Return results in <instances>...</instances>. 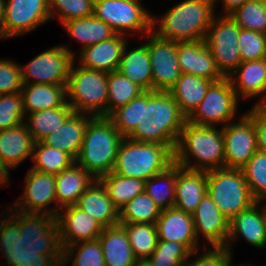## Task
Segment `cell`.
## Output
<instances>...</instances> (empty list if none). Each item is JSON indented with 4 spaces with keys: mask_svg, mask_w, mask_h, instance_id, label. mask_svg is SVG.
I'll return each mask as SVG.
<instances>
[{
    "mask_svg": "<svg viewBox=\"0 0 266 266\" xmlns=\"http://www.w3.org/2000/svg\"><path fill=\"white\" fill-rule=\"evenodd\" d=\"M124 138L175 151L187 117L168 91H144L107 116Z\"/></svg>",
    "mask_w": 266,
    "mask_h": 266,
    "instance_id": "1",
    "label": "cell"
},
{
    "mask_svg": "<svg viewBox=\"0 0 266 266\" xmlns=\"http://www.w3.org/2000/svg\"><path fill=\"white\" fill-rule=\"evenodd\" d=\"M4 212L8 214L0 215V252L6 262L3 264L63 261L64 249L55 216L23 213L11 207Z\"/></svg>",
    "mask_w": 266,
    "mask_h": 266,
    "instance_id": "2",
    "label": "cell"
},
{
    "mask_svg": "<svg viewBox=\"0 0 266 266\" xmlns=\"http://www.w3.org/2000/svg\"><path fill=\"white\" fill-rule=\"evenodd\" d=\"M224 156L221 126H201L186 121L174 151L176 164L190 170L210 171L224 168Z\"/></svg>",
    "mask_w": 266,
    "mask_h": 266,
    "instance_id": "3",
    "label": "cell"
},
{
    "mask_svg": "<svg viewBox=\"0 0 266 266\" xmlns=\"http://www.w3.org/2000/svg\"><path fill=\"white\" fill-rule=\"evenodd\" d=\"M214 0H183L163 16H152V32L166 40H204L214 16Z\"/></svg>",
    "mask_w": 266,
    "mask_h": 266,
    "instance_id": "4",
    "label": "cell"
},
{
    "mask_svg": "<svg viewBox=\"0 0 266 266\" xmlns=\"http://www.w3.org/2000/svg\"><path fill=\"white\" fill-rule=\"evenodd\" d=\"M123 138L107 116L93 117L87 125L75 162L99 179L112 172Z\"/></svg>",
    "mask_w": 266,
    "mask_h": 266,
    "instance_id": "5",
    "label": "cell"
},
{
    "mask_svg": "<svg viewBox=\"0 0 266 266\" xmlns=\"http://www.w3.org/2000/svg\"><path fill=\"white\" fill-rule=\"evenodd\" d=\"M173 163L174 152L167 145L123 138L112 171L118 175L147 181Z\"/></svg>",
    "mask_w": 266,
    "mask_h": 266,
    "instance_id": "6",
    "label": "cell"
},
{
    "mask_svg": "<svg viewBox=\"0 0 266 266\" xmlns=\"http://www.w3.org/2000/svg\"><path fill=\"white\" fill-rule=\"evenodd\" d=\"M73 62L67 85V102L74 112L107 116L108 73L88 69Z\"/></svg>",
    "mask_w": 266,
    "mask_h": 266,
    "instance_id": "7",
    "label": "cell"
},
{
    "mask_svg": "<svg viewBox=\"0 0 266 266\" xmlns=\"http://www.w3.org/2000/svg\"><path fill=\"white\" fill-rule=\"evenodd\" d=\"M207 193L229 221L256 203L241 169L207 171Z\"/></svg>",
    "mask_w": 266,
    "mask_h": 266,
    "instance_id": "8",
    "label": "cell"
},
{
    "mask_svg": "<svg viewBox=\"0 0 266 266\" xmlns=\"http://www.w3.org/2000/svg\"><path fill=\"white\" fill-rule=\"evenodd\" d=\"M142 5L140 0H95L93 15L116 33L146 35L152 31L153 15Z\"/></svg>",
    "mask_w": 266,
    "mask_h": 266,
    "instance_id": "9",
    "label": "cell"
},
{
    "mask_svg": "<svg viewBox=\"0 0 266 266\" xmlns=\"http://www.w3.org/2000/svg\"><path fill=\"white\" fill-rule=\"evenodd\" d=\"M67 45H57L36 55L21 66L24 84L68 85L75 53Z\"/></svg>",
    "mask_w": 266,
    "mask_h": 266,
    "instance_id": "10",
    "label": "cell"
},
{
    "mask_svg": "<svg viewBox=\"0 0 266 266\" xmlns=\"http://www.w3.org/2000/svg\"><path fill=\"white\" fill-rule=\"evenodd\" d=\"M238 101L230 80L225 77L208 88L202 102L187 121L201 126L224 127L237 117Z\"/></svg>",
    "mask_w": 266,
    "mask_h": 266,
    "instance_id": "11",
    "label": "cell"
},
{
    "mask_svg": "<svg viewBox=\"0 0 266 266\" xmlns=\"http://www.w3.org/2000/svg\"><path fill=\"white\" fill-rule=\"evenodd\" d=\"M240 29L230 15L218 14L214 16L204 39L217 68L225 77L241 63L238 45Z\"/></svg>",
    "mask_w": 266,
    "mask_h": 266,
    "instance_id": "12",
    "label": "cell"
},
{
    "mask_svg": "<svg viewBox=\"0 0 266 266\" xmlns=\"http://www.w3.org/2000/svg\"><path fill=\"white\" fill-rule=\"evenodd\" d=\"M222 127L224 137V168L241 169L258 151L257 131L253 120L245 113Z\"/></svg>",
    "mask_w": 266,
    "mask_h": 266,
    "instance_id": "13",
    "label": "cell"
},
{
    "mask_svg": "<svg viewBox=\"0 0 266 266\" xmlns=\"http://www.w3.org/2000/svg\"><path fill=\"white\" fill-rule=\"evenodd\" d=\"M49 19V0H5L3 40L31 33Z\"/></svg>",
    "mask_w": 266,
    "mask_h": 266,
    "instance_id": "14",
    "label": "cell"
},
{
    "mask_svg": "<svg viewBox=\"0 0 266 266\" xmlns=\"http://www.w3.org/2000/svg\"><path fill=\"white\" fill-rule=\"evenodd\" d=\"M55 185V175L30 168L25 176V190L11 208L23 213L48 214L57 217ZM52 203H55L56 207L49 208Z\"/></svg>",
    "mask_w": 266,
    "mask_h": 266,
    "instance_id": "15",
    "label": "cell"
},
{
    "mask_svg": "<svg viewBox=\"0 0 266 266\" xmlns=\"http://www.w3.org/2000/svg\"><path fill=\"white\" fill-rule=\"evenodd\" d=\"M146 37L153 90L168 91L182 74L178 63L177 41L162 39L152 31L146 34Z\"/></svg>",
    "mask_w": 266,
    "mask_h": 266,
    "instance_id": "16",
    "label": "cell"
},
{
    "mask_svg": "<svg viewBox=\"0 0 266 266\" xmlns=\"http://www.w3.org/2000/svg\"><path fill=\"white\" fill-rule=\"evenodd\" d=\"M192 216L199 242L202 234L203 240L208 242L205 247H209V244L211 247L226 246L229 220L223 215L208 193L203 196Z\"/></svg>",
    "mask_w": 266,
    "mask_h": 266,
    "instance_id": "17",
    "label": "cell"
},
{
    "mask_svg": "<svg viewBox=\"0 0 266 266\" xmlns=\"http://www.w3.org/2000/svg\"><path fill=\"white\" fill-rule=\"evenodd\" d=\"M240 236L251 246L260 248V250L266 247V210L262 203H254L229 221V233L225 247L232 254L233 241Z\"/></svg>",
    "mask_w": 266,
    "mask_h": 266,
    "instance_id": "18",
    "label": "cell"
},
{
    "mask_svg": "<svg viewBox=\"0 0 266 266\" xmlns=\"http://www.w3.org/2000/svg\"><path fill=\"white\" fill-rule=\"evenodd\" d=\"M63 249L73 244L98 239L103 227L76 205L59 210L56 217Z\"/></svg>",
    "mask_w": 266,
    "mask_h": 266,
    "instance_id": "19",
    "label": "cell"
},
{
    "mask_svg": "<svg viewBox=\"0 0 266 266\" xmlns=\"http://www.w3.org/2000/svg\"><path fill=\"white\" fill-rule=\"evenodd\" d=\"M177 56L181 73L192 74L214 82L225 78L217 68L205 40L177 42Z\"/></svg>",
    "mask_w": 266,
    "mask_h": 266,
    "instance_id": "20",
    "label": "cell"
},
{
    "mask_svg": "<svg viewBox=\"0 0 266 266\" xmlns=\"http://www.w3.org/2000/svg\"><path fill=\"white\" fill-rule=\"evenodd\" d=\"M158 240L175 241L183 244L190 252L200 250L193 216L176 207L161 210L155 222Z\"/></svg>",
    "mask_w": 266,
    "mask_h": 266,
    "instance_id": "21",
    "label": "cell"
},
{
    "mask_svg": "<svg viewBox=\"0 0 266 266\" xmlns=\"http://www.w3.org/2000/svg\"><path fill=\"white\" fill-rule=\"evenodd\" d=\"M238 99H254L256 104H266V59L241 62L227 77ZM265 94V95H264Z\"/></svg>",
    "mask_w": 266,
    "mask_h": 266,
    "instance_id": "22",
    "label": "cell"
},
{
    "mask_svg": "<svg viewBox=\"0 0 266 266\" xmlns=\"http://www.w3.org/2000/svg\"><path fill=\"white\" fill-rule=\"evenodd\" d=\"M128 36L116 33L113 37L93 44L79 52V65L88 69L111 73L117 71Z\"/></svg>",
    "mask_w": 266,
    "mask_h": 266,
    "instance_id": "23",
    "label": "cell"
},
{
    "mask_svg": "<svg viewBox=\"0 0 266 266\" xmlns=\"http://www.w3.org/2000/svg\"><path fill=\"white\" fill-rule=\"evenodd\" d=\"M35 141L25 122L9 129L0 130V158L10 170L32 159Z\"/></svg>",
    "mask_w": 266,
    "mask_h": 266,
    "instance_id": "24",
    "label": "cell"
},
{
    "mask_svg": "<svg viewBox=\"0 0 266 266\" xmlns=\"http://www.w3.org/2000/svg\"><path fill=\"white\" fill-rule=\"evenodd\" d=\"M76 206L93 217L103 228L119 224V210L99 179L79 197Z\"/></svg>",
    "mask_w": 266,
    "mask_h": 266,
    "instance_id": "25",
    "label": "cell"
},
{
    "mask_svg": "<svg viewBox=\"0 0 266 266\" xmlns=\"http://www.w3.org/2000/svg\"><path fill=\"white\" fill-rule=\"evenodd\" d=\"M94 116L73 112L65 122L45 137L42 142L77 158L89 121Z\"/></svg>",
    "mask_w": 266,
    "mask_h": 266,
    "instance_id": "26",
    "label": "cell"
},
{
    "mask_svg": "<svg viewBox=\"0 0 266 266\" xmlns=\"http://www.w3.org/2000/svg\"><path fill=\"white\" fill-rule=\"evenodd\" d=\"M55 180L58 215L60 209L76 205L79 197L96 178L74 162L70 167L55 175Z\"/></svg>",
    "mask_w": 266,
    "mask_h": 266,
    "instance_id": "27",
    "label": "cell"
},
{
    "mask_svg": "<svg viewBox=\"0 0 266 266\" xmlns=\"http://www.w3.org/2000/svg\"><path fill=\"white\" fill-rule=\"evenodd\" d=\"M207 193V171L190 170L178 165L174 207L192 214Z\"/></svg>",
    "mask_w": 266,
    "mask_h": 266,
    "instance_id": "28",
    "label": "cell"
},
{
    "mask_svg": "<svg viewBox=\"0 0 266 266\" xmlns=\"http://www.w3.org/2000/svg\"><path fill=\"white\" fill-rule=\"evenodd\" d=\"M106 266H135V257L125 229L120 225L103 228L98 237Z\"/></svg>",
    "mask_w": 266,
    "mask_h": 266,
    "instance_id": "29",
    "label": "cell"
},
{
    "mask_svg": "<svg viewBox=\"0 0 266 266\" xmlns=\"http://www.w3.org/2000/svg\"><path fill=\"white\" fill-rule=\"evenodd\" d=\"M126 43L118 71L144 91L153 90L151 59L147 43L128 50Z\"/></svg>",
    "mask_w": 266,
    "mask_h": 266,
    "instance_id": "30",
    "label": "cell"
},
{
    "mask_svg": "<svg viewBox=\"0 0 266 266\" xmlns=\"http://www.w3.org/2000/svg\"><path fill=\"white\" fill-rule=\"evenodd\" d=\"M25 116L67 103V86L52 84H24L21 90Z\"/></svg>",
    "mask_w": 266,
    "mask_h": 266,
    "instance_id": "31",
    "label": "cell"
},
{
    "mask_svg": "<svg viewBox=\"0 0 266 266\" xmlns=\"http://www.w3.org/2000/svg\"><path fill=\"white\" fill-rule=\"evenodd\" d=\"M213 83L212 80L182 73L168 92L179 105L181 112L188 118L202 102Z\"/></svg>",
    "mask_w": 266,
    "mask_h": 266,
    "instance_id": "32",
    "label": "cell"
},
{
    "mask_svg": "<svg viewBox=\"0 0 266 266\" xmlns=\"http://www.w3.org/2000/svg\"><path fill=\"white\" fill-rule=\"evenodd\" d=\"M70 38L81 43V50L113 37L116 32L94 15L75 18L62 24Z\"/></svg>",
    "mask_w": 266,
    "mask_h": 266,
    "instance_id": "33",
    "label": "cell"
},
{
    "mask_svg": "<svg viewBox=\"0 0 266 266\" xmlns=\"http://www.w3.org/2000/svg\"><path fill=\"white\" fill-rule=\"evenodd\" d=\"M74 112L68 102L60 107L49 108L27 114L24 122L36 142H41L45 137L59 128Z\"/></svg>",
    "mask_w": 266,
    "mask_h": 266,
    "instance_id": "34",
    "label": "cell"
},
{
    "mask_svg": "<svg viewBox=\"0 0 266 266\" xmlns=\"http://www.w3.org/2000/svg\"><path fill=\"white\" fill-rule=\"evenodd\" d=\"M178 175V164L175 162L165 171L145 181L144 191L154 203L165 210L175 205V182Z\"/></svg>",
    "mask_w": 266,
    "mask_h": 266,
    "instance_id": "35",
    "label": "cell"
},
{
    "mask_svg": "<svg viewBox=\"0 0 266 266\" xmlns=\"http://www.w3.org/2000/svg\"><path fill=\"white\" fill-rule=\"evenodd\" d=\"M99 180L105 186L109 197L118 210L135 196L144 192L145 181L118 175L113 171L101 176Z\"/></svg>",
    "mask_w": 266,
    "mask_h": 266,
    "instance_id": "36",
    "label": "cell"
},
{
    "mask_svg": "<svg viewBox=\"0 0 266 266\" xmlns=\"http://www.w3.org/2000/svg\"><path fill=\"white\" fill-rule=\"evenodd\" d=\"M126 231L131 249L138 260L148 259L158 243L155 223H119Z\"/></svg>",
    "mask_w": 266,
    "mask_h": 266,
    "instance_id": "37",
    "label": "cell"
},
{
    "mask_svg": "<svg viewBox=\"0 0 266 266\" xmlns=\"http://www.w3.org/2000/svg\"><path fill=\"white\" fill-rule=\"evenodd\" d=\"M31 160L34 162L31 169L52 175L59 174L75 162L70 154L48 146L42 141L34 144Z\"/></svg>",
    "mask_w": 266,
    "mask_h": 266,
    "instance_id": "38",
    "label": "cell"
},
{
    "mask_svg": "<svg viewBox=\"0 0 266 266\" xmlns=\"http://www.w3.org/2000/svg\"><path fill=\"white\" fill-rule=\"evenodd\" d=\"M161 209L144 191L119 210V223H155Z\"/></svg>",
    "mask_w": 266,
    "mask_h": 266,
    "instance_id": "39",
    "label": "cell"
},
{
    "mask_svg": "<svg viewBox=\"0 0 266 266\" xmlns=\"http://www.w3.org/2000/svg\"><path fill=\"white\" fill-rule=\"evenodd\" d=\"M108 105L107 116L120 106L128 104L144 90L130 81L118 70L108 73Z\"/></svg>",
    "mask_w": 266,
    "mask_h": 266,
    "instance_id": "40",
    "label": "cell"
},
{
    "mask_svg": "<svg viewBox=\"0 0 266 266\" xmlns=\"http://www.w3.org/2000/svg\"><path fill=\"white\" fill-rule=\"evenodd\" d=\"M72 262L73 266H106L99 239L79 242L64 248L63 265Z\"/></svg>",
    "mask_w": 266,
    "mask_h": 266,
    "instance_id": "41",
    "label": "cell"
},
{
    "mask_svg": "<svg viewBox=\"0 0 266 266\" xmlns=\"http://www.w3.org/2000/svg\"><path fill=\"white\" fill-rule=\"evenodd\" d=\"M255 202L266 200V154L254 153L250 160L241 168Z\"/></svg>",
    "mask_w": 266,
    "mask_h": 266,
    "instance_id": "42",
    "label": "cell"
},
{
    "mask_svg": "<svg viewBox=\"0 0 266 266\" xmlns=\"http://www.w3.org/2000/svg\"><path fill=\"white\" fill-rule=\"evenodd\" d=\"M230 16L241 29L266 34V8L263 0H249L232 12Z\"/></svg>",
    "mask_w": 266,
    "mask_h": 266,
    "instance_id": "43",
    "label": "cell"
},
{
    "mask_svg": "<svg viewBox=\"0 0 266 266\" xmlns=\"http://www.w3.org/2000/svg\"><path fill=\"white\" fill-rule=\"evenodd\" d=\"M190 254L181 243L158 240L157 247L147 260L153 266H185Z\"/></svg>",
    "mask_w": 266,
    "mask_h": 266,
    "instance_id": "44",
    "label": "cell"
},
{
    "mask_svg": "<svg viewBox=\"0 0 266 266\" xmlns=\"http://www.w3.org/2000/svg\"><path fill=\"white\" fill-rule=\"evenodd\" d=\"M95 0H49L50 16L59 19L61 26L68 20L94 14Z\"/></svg>",
    "mask_w": 266,
    "mask_h": 266,
    "instance_id": "45",
    "label": "cell"
},
{
    "mask_svg": "<svg viewBox=\"0 0 266 266\" xmlns=\"http://www.w3.org/2000/svg\"><path fill=\"white\" fill-rule=\"evenodd\" d=\"M25 118L21 91L0 95V130L17 126Z\"/></svg>",
    "mask_w": 266,
    "mask_h": 266,
    "instance_id": "46",
    "label": "cell"
},
{
    "mask_svg": "<svg viewBox=\"0 0 266 266\" xmlns=\"http://www.w3.org/2000/svg\"><path fill=\"white\" fill-rule=\"evenodd\" d=\"M238 45L241 62L258 60L265 57L266 34L258 31L240 29Z\"/></svg>",
    "mask_w": 266,
    "mask_h": 266,
    "instance_id": "47",
    "label": "cell"
},
{
    "mask_svg": "<svg viewBox=\"0 0 266 266\" xmlns=\"http://www.w3.org/2000/svg\"><path fill=\"white\" fill-rule=\"evenodd\" d=\"M200 250L191 252L185 266H231L233 263V254L226 247H204V251L198 254ZM195 256L192 260L190 257Z\"/></svg>",
    "mask_w": 266,
    "mask_h": 266,
    "instance_id": "48",
    "label": "cell"
},
{
    "mask_svg": "<svg viewBox=\"0 0 266 266\" xmlns=\"http://www.w3.org/2000/svg\"><path fill=\"white\" fill-rule=\"evenodd\" d=\"M23 86L21 65L12 59H0V95L21 91Z\"/></svg>",
    "mask_w": 266,
    "mask_h": 266,
    "instance_id": "49",
    "label": "cell"
},
{
    "mask_svg": "<svg viewBox=\"0 0 266 266\" xmlns=\"http://www.w3.org/2000/svg\"><path fill=\"white\" fill-rule=\"evenodd\" d=\"M254 106V107H253ZM245 113L253 120L257 131L258 151L266 154V104H256Z\"/></svg>",
    "mask_w": 266,
    "mask_h": 266,
    "instance_id": "50",
    "label": "cell"
},
{
    "mask_svg": "<svg viewBox=\"0 0 266 266\" xmlns=\"http://www.w3.org/2000/svg\"><path fill=\"white\" fill-rule=\"evenodd\" d=\"M220 1V2H218ZM249 0H214V7L218 6V3H222V15H230L238 7L242 6L245 2ZM217 2V3H216Z\"/></svg>",
    "mask_w": 266,
    "mask_h": 266,
    "instance_id": "51",
    "label": "cell"
},
{
    "mask_svg": "<svg viewBox=\"0 0 266 266\" xmlns=\"http://www.w3.org/2000/svg\"><path fill=\"white\" fill-rule=\"evenodd\" d=\"M63 261H29V262H15L12 266H59Z\"/></svg>",
    "mask_w": 266,
    "mask_h": 266,
    "instance_id": "52",
    "label": "cell"
},
{
    "mask_svg": "<svg viewBox=\"0 0 266 266\" xmlns=\"http://www.w3.org/2000/svg\"><path fill=\"white\" fill-rule=\"evenodd\" d=\"M10 171L4 166L0 158V187H7L8 183H10Z\"/></svg>",
    "mask_w": 266,
    "mask_h": 266,
    "instance_id": "53",
    "label": "cell"
},
{
    "mask_svg": "<svg viewBox=\"0 0 266 266\" xmlns=\"http://www.w3.org/2000/svg\"><path fill=\"white\" fill-rule=\"evenodd\" d=\"M5 16V0H0V39L3 40V22Z\"/></svg>",
    "mask_w": 266,
    "mask_h": 266,
    "instance_id": "54",
    "label": "cell"
},
{
    "mask_svg": "<svg viewBox=\"0 0 266 266\" xmlns=\"http://www.w3.org/2000/svg\"><path fill=\"white\" fill-rule=\"evenodd\" d=\"M135 266H153V265L146 259V260H138Z\"/></svg>",
    "mask_w": 266,
    "mask_h": 266,
    "instance_id": "55",
    "label": "cell"
},
{
    "mask_svg": "<svg viewBox=\"0 0 266 266\" xmlns=\"http://www.w3.org/2000/svg\"><path fill=\"white\" fill-rule=\"evenodd\" d=\"M231 266H234L233 264ZM239 266H253L252 264H246V263H242V264H239Z\"/></svg>",
    "mask_w": 266,
    "mask_h": 266,
    "instance_id": "56",
    "label": "cell"
},
{
    "mask_svg": "<svg viewBox=\"0 0 266 266\" xmlns=\"http://www.w3.org/2000/svg\"><path fill=\"white\" fill-rule=\"evenodd\" d=\"M263 205H264V208H265V210H266V200L265 201H263V203H262Z\"/></svg>",
    "mask_w": 266,
    "mask_h": 266,
    "instance_id": "57",
    "label": "cell"
}]
</instances>
